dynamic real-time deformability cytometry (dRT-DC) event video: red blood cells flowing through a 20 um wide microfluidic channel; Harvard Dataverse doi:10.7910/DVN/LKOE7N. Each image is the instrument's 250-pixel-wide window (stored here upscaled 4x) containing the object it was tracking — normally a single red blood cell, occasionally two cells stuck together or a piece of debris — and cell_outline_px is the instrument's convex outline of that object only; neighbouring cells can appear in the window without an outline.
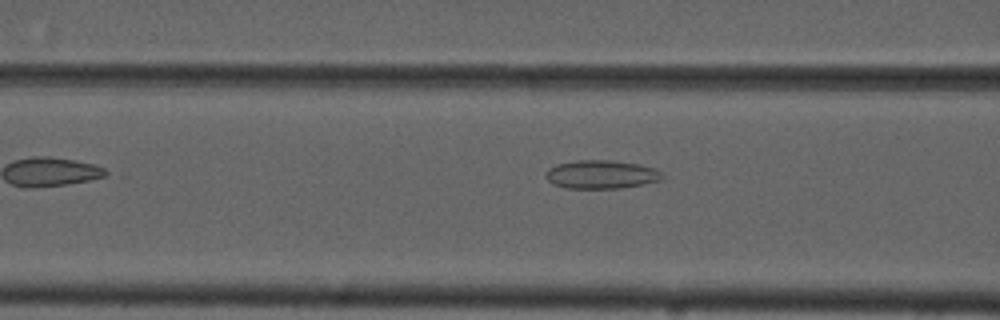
{"species": "common noctule bat (a hibernating species)", "species_latin": "Nyctalus noctula", "temperature_condition": "cold", "stored_images_in_passage": 28, "camera_frame_rate_fps": 3000, "um_per_image_px": 0.085, "animal": {"sex": "male", "forearm_length_mm": 52.5}, "frame": {"image": 1, "passage_image": 5, "time_ms": 1.333, "image_size_px": [1000, 320], "cell_outline_px": [[664, 176], [660, 180], [644, 184], [620, 188], [568, 188], [552, 184], [544, 176], [544, 172], [548, 168], [556, 164], [576, 160], [612, 160], [636, 164], [656, 168], [664, 172]], "centroid_in_image_um": [51.1, 14.82], "position_along_channel_um": 115.5, "area_um2": 19.54}}
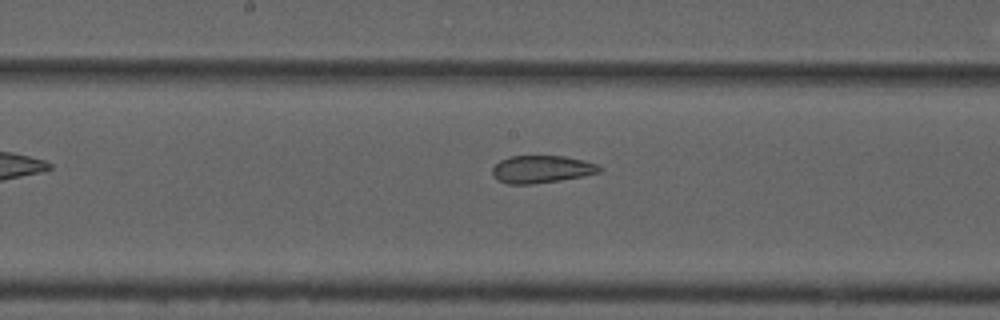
{"frame": {"image": 2, "passage_image": 12, "time_ms": 3.667, "image_size_px": [1000, 320], "cell_outline_px": [[604, 168], [600, 172], [584, 176], [560, 180], [532, 184], [508, 184], [496, 180], [492, 176], [492, 168], [500, 160], [512, 156], [564, 156], [584, 160], [596, 164]], "centroid_in_image_um": [46.03, 14.39], "position_along_channel_um": 202.2, "area_um2": 17.28}}
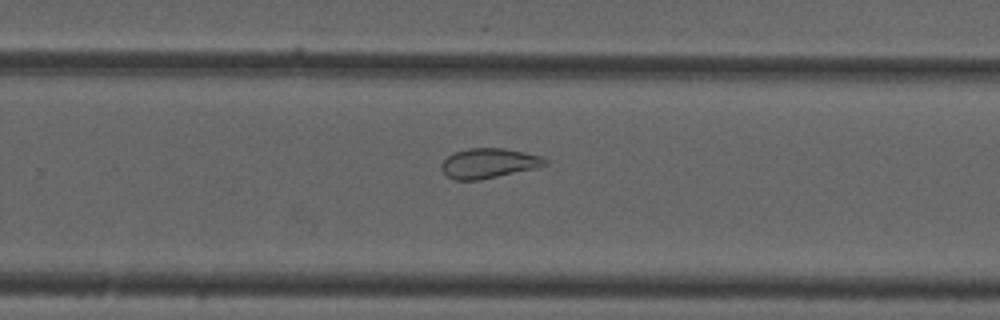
{"frame": {"image": 3, "passage_image": 19, "time_ms": 6.0, "image_size_px": [1000, 320], "cell_outline_px": [[548, 164], [536, 168], [480, 180], [452, 180], [440, 168], [440, 164], [452, 152], [468, 148], [504, 148], [540, 156], [548, 160]], "centroid_in_image_um": [41.51, 13.88], "position_along_channel_um": 288.3, "area_um2": 18.09}}